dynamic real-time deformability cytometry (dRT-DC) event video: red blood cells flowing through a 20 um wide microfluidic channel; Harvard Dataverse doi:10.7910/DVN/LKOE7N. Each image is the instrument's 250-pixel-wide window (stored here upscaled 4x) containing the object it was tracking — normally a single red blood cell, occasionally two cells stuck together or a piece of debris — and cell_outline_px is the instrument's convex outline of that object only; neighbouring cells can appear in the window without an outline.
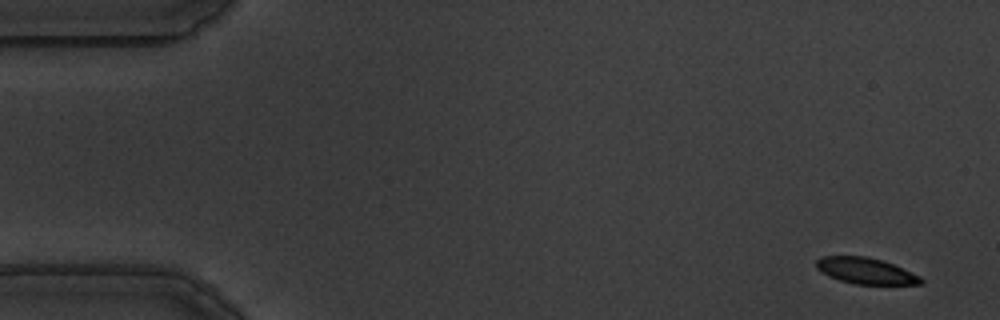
{"species": "common noctule bat (a hibernating species)", "species_latin": "Nyctalus noctula", "temperature_condition": "warm", "stored_images_in_passage": 55, "camera_frame_rate_fps": 3000, "um_per_image_px": 0.085, "animal": {"sex": "male", "body_mass_g": 19.5, "forearm_length_mm": 54.6}, "frame": {"image": 1, "passage_image": 1, "time_ms": 0.0, "image_size_px": [1000, 320], "cell_outline_px": [[924, 284], [856, 284], [840, 280], [828, 276], [816, 268], [816, 260], [820, 256], [868, 256], [892, 264], [920, 276], [924, 280]], "centroid_in_image_um": [73.56, 23.02], "position_along_channel_um": 11.4, "area_um2": 15.84}}
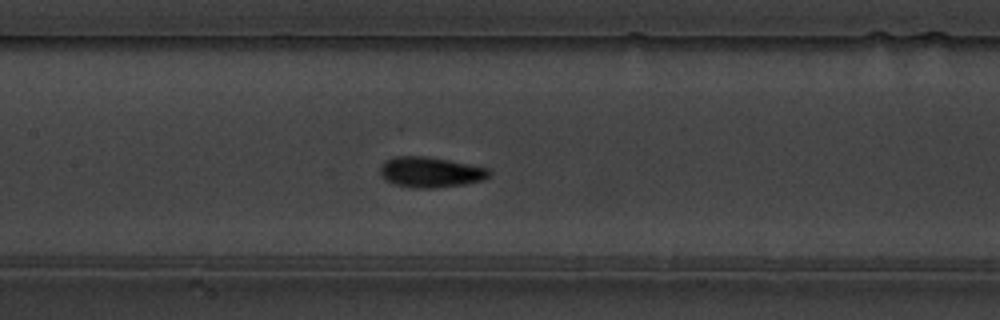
{"frame": {"image": 2, "passage_image": 25, "time_ms": 8.0, "image_size_px": [1000, 320], "cell_outline_px": [[492, 172], [484, 180], [464, 184], [436, 188], [412, 188], [396, 184], [384, 180], [380, 176], [380, 164], [384, 160], [396, 156], [424, 156], [448, 160], [488, 168]], "centroid_in_image_um": [36.55, 14.63], "position_along_channel_um": 170.9, "area_um2": 19.48}}
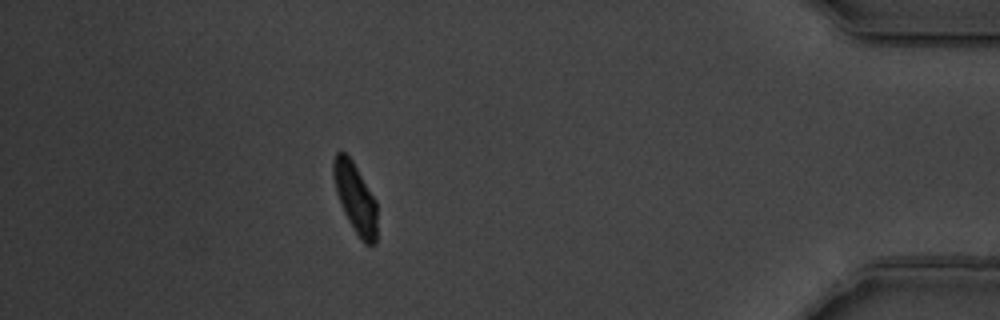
{"frame": {"image": 3, "passage_image": 49, "time_ms": 16.0, "image_size_px": [1000, 320], "cell_outline_px": [[376, 244], [364, 244], [360, 240], [348, 220], [344, 212], [336, 192], [332, 176], [332, 160], [336, 152], [344, 152], [352, 160], [376, 200]], "centroid_in_image_um": [30.18, 16.82], "position_along_channel_um": 405.0, "area_um2": 17.8}, "authors_computed_cell_mechanics": {"area_um2": 17.8024, "velocity_mm_per_s": 3.5415, "shape_relaxation_time_tau1_ms": 2.099, "shape_relaxation_time_tau2_ms": 1.5454, "deformation_change_tau1": 0.1175, "deformation_change_tau2": 0.045}}